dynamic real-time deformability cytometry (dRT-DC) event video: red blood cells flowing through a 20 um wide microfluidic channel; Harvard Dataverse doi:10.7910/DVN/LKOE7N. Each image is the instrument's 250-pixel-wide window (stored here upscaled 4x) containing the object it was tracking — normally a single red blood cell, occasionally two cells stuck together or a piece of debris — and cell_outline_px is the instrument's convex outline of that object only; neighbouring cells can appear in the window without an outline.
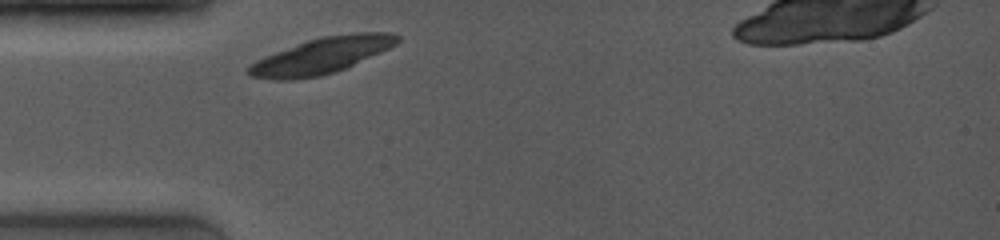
{"species": "common noctule bat (a hibernating species)", "species_latin": "Nyctalus noctula", "temperature_condition": "room temperature", "stored_images_in_passage": 2, "camera_frame_rate_fps": 4000, "um_per_image_px": 0.085, "animal": {"sex": "female", "body_mass_g": 19.0, "forearm_length_mm": 53.3}, "frame": {"image": 1, "passage_image": 1, "time_ms": 0.0, "image_size_px": [1000, 240], "cell_outline_px": [[400, 40], [396, 44], [380, 52], [344, 68], [320, 76], [292, 80], [272, 80], [252, 76], [248, 72], [248, 68], [256, 60], [264, 56], [308, 40], [324, 36], [356, 32], [388, 32], [400, 36]], "centroid_in_image_um": [27.33, 4.72], "position_along_channel_um": 57.7, "area_um2": 30.69}}